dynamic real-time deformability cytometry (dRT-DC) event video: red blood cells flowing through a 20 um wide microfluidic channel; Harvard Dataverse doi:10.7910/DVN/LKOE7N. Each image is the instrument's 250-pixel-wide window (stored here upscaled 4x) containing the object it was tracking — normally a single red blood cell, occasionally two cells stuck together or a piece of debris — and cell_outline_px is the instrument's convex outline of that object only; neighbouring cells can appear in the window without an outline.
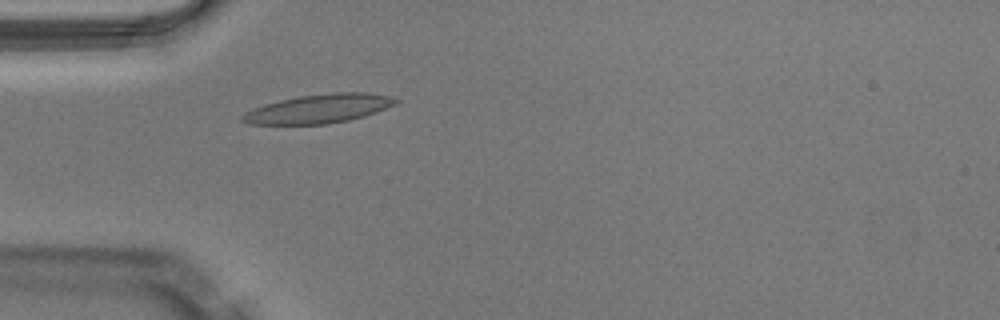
{"species": "Egyptian fruit bat (a non-hibernating species)", "species_latin": "Rousettus aegyptiacus", "temperature_condition": "warm", "stored_images_in_passage": 43, "camera_frame_rate_fps": 3000, "um_per_image_px": 0.085, "animal": {"sex": "male"}, "frame": {"image": 1, "passage_image": 8, "time_ms": 2.333, "image_size_px": [1000, 320], "cell_outline_px": [[400, 100], [396, 104], [376, 112], [364, 116], [348, 120], [328, 124], [248, 124], [240, 120], [240, 116], [244, 112], [252, 108], [264, 104], [280, 100], [300, 96], [328, 92], [368, 92], [388, 96]], "centroid_in_image_um": [27.07, 9.23], "position_along_channel_um": 57.9, "area_um2": 25.95}}
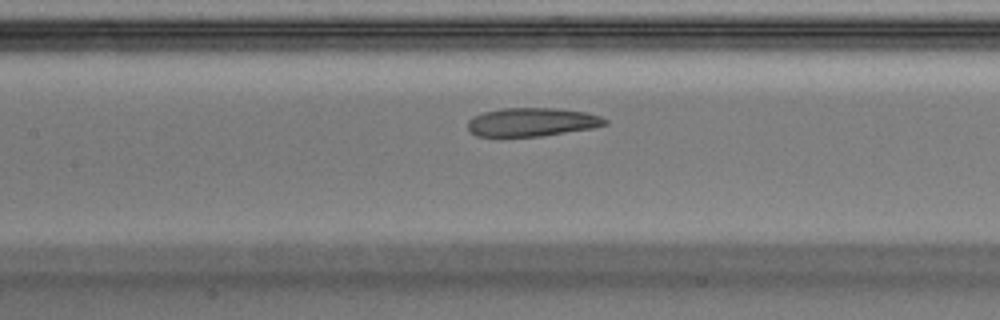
{"frame": {"image": 2, "passage_image": 16, "time_ms": 5.0, "image_size_px": [1000, 320], "cell_outline_px": [[608, 124], [592, 128], [540, 136], [476, 136], [468, 132], [468, 120], [472, 116], [484, 112], [504, 108], [560, 108], [588, 112], [600, 116], [608, 120]], "centroid_in_image_um": [45.22, 10.37], "position_along_channel_um": 162.2, "area_um2": 22.95}}
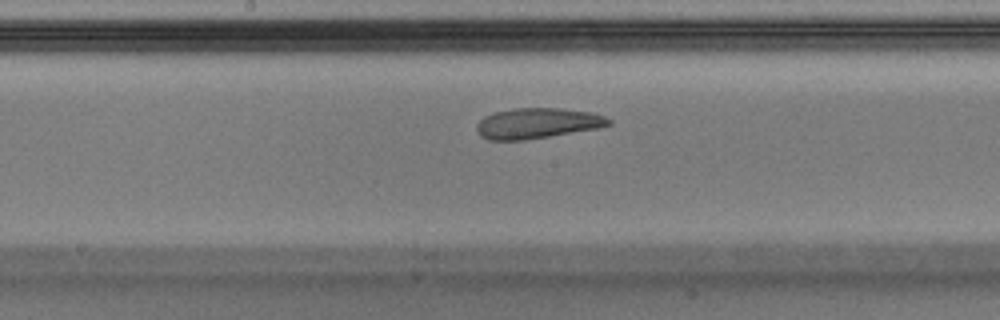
{"frame": {"image": 3, "passage_image": 19, "time_ms": 6.0, "image_size_px": [1000, 320], "cell_outline_px": [[612, 124], [600, 128], [524, 140], [488, 140], [480, 136], [476, 132], [476, 124], [484, 116], [492, 112], [512, 108], [560, 108], [592, 112], [604, 116], [612, 120]], "centroid_in_image_um": [45.65, 10.47], "position_along_channel_um": 202.5, "area_um2": 23.76}, "authors_computed_cell_mechanics": {"area_um2": 24.3338, "velocity_mm_per_s": 4.0354, "shape_relaxation_time_tau1_ms": 2.7013, "shape_relaxation_time_tau2_ms": 2.9538, "deformation_change_tau1": 0.1411, "deformation_change_tau2": 0.1192}}